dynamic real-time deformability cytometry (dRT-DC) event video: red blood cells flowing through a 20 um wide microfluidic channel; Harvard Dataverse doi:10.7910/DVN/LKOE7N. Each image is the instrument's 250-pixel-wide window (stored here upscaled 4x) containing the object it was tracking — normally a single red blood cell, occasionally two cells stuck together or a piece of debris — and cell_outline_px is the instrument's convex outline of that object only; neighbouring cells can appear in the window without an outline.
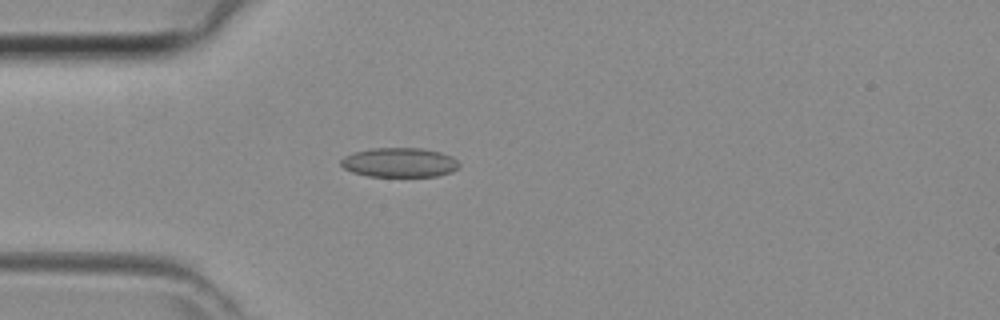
{"species": "common noctule bat (a hibernating species)", "species_latin": "Nyctalus noctula", "temperature_condition": "room temperature", "stored_images_in_passage": 33, "camera_frame_rate_fps": 3000, "um_per_image_px": 0.085, "animal": {"sex": "female", "body_mass_g": 29.2, "forearm_length_mm": 56.3}, "frame": {"image": 1, "passage_image": 1, "time_ms": 0.0, "image_size_px": [1000, 320], "cell_outline_px": [[460, 164], [452, 172], [436, 176], [368, 176], [352, 172], [344, 168], [340, 164], [340, 160], [344, 156], [356, 152], [372, 148], [424, 148], [440, 152], [452, 156]], "centroid_in_image_um": [33.95, 13.81], "position_along_channel_um": 51.0, "area_um2": 20.23}}
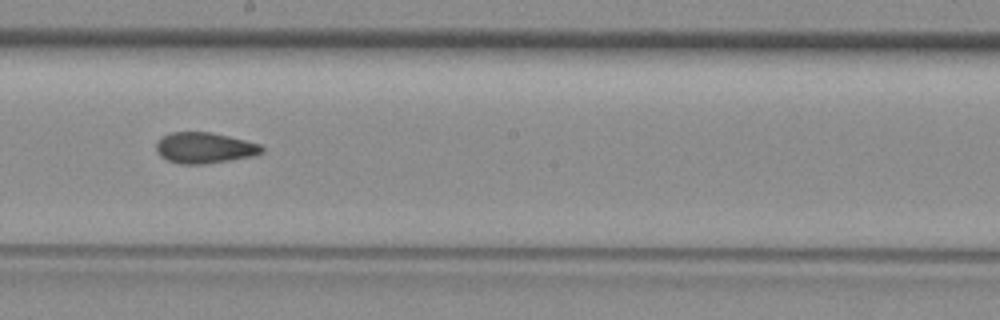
{"frame": {"image": 2, "passage_image": 13, "time_ms": 4.0, "image_size_px": [1000, 320], "cell_outline_px": [[264, 152], [252, 156], [204, 164], [180, 164], [168, 160], [160, 156], [156, 152], [156, 144], [164, 136], [172, 132], [208, 132], [228, 136], [260, 144], [264, 148]], "centroid_in_image_um": [17.38, 12.57], "position_along_channel_um": 230.8, "area_um2": 18.79}}
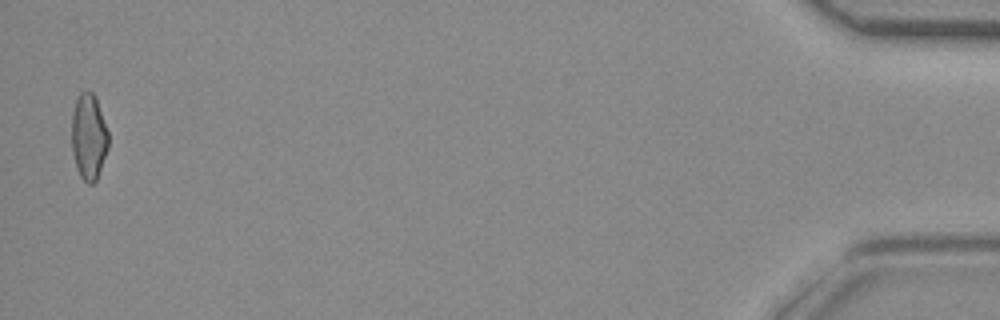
{"frame": {"image": 3, "passage_image": 32, "time_ms": 10.333, "image_size_px": [1000, 320], "cell_outline_px": [[108, 148], [96, 180], [92, 184], [88, 184], [80, 176], [72, 152], [72, 112], [76, 100], [80, 92], [92, 92], [96, 100], [108, 132]], "centroid_in_image_um": [7.53, 11.64], "position_along_channel_um": 427.7, "area_um2": 18.03}}